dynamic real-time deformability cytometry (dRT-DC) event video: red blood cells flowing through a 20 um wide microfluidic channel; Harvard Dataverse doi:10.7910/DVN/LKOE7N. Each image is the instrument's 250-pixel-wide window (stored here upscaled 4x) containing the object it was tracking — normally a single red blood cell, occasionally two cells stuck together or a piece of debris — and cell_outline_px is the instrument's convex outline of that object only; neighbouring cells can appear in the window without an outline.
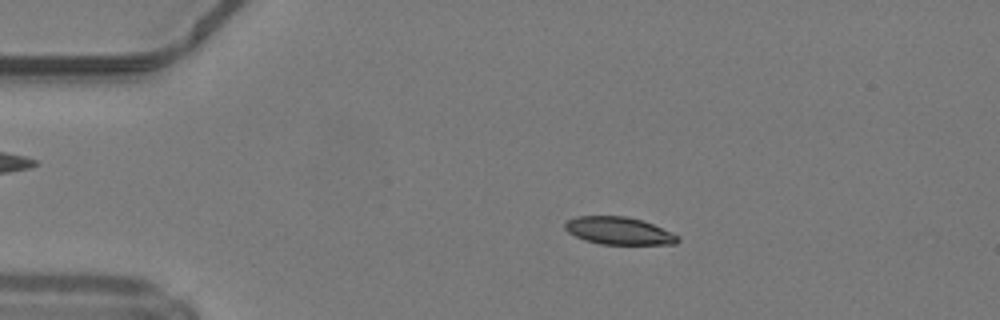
{"species": "common noctule bat (a hibernating species)", "species_latin": "Nyctalus noctula", "temperature_condition": "warm", "stored_images_in_passage": 49, "camera_frame_rate_fps": 3000, "um_per_image_px": 0.085, "animal": {"sex": "male", "body_mass_g": 19.2, "forearm_length_mm": 51.8}, "frame": {"image": 1, "passage_image": 10, "time_ms": 3.0, "image_size_px": [1000, 320], "cell_outline_px": [[676, 240], [656, 244], [608, 244], [588, 240], [572, 232], [568, 228], [568, 224], [572, 220], [584, 216], [616, 216], [636, 220], [660, 228], [676, 236]], "centroid_in_image_um": [52.58, 19.62], "position_along_channel_um": 32.4, "area_um2": 16.07}}
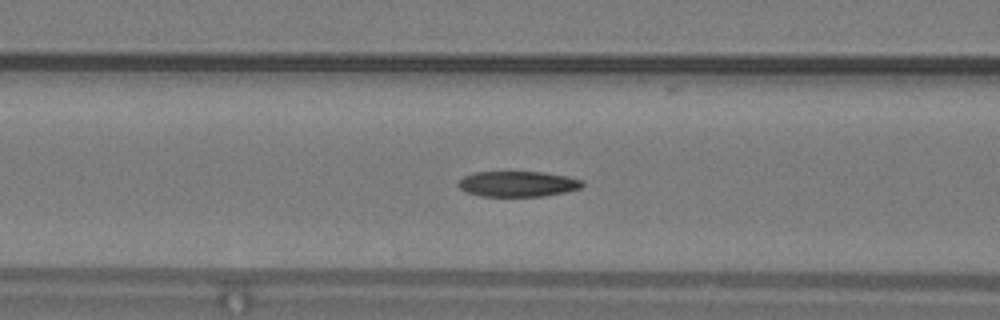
{"frame": {"image": 2, "passage_image": 20, "time_ms": 6.333, "image_size_px": [1000, 320], "cell_outline_px": [[580, 184], [576, 188], [556, 192], [532, 196], [492, 196], [472, 192], [464, 188], [460, 184], [460, 180], [468, 176], [484, 172], [532, 172], [556, 176], [576, 180]], "centroid_in_image_um": [43.9, 15.63], "position_along_channel_um": 122.7, "area_um2": 16.3}}
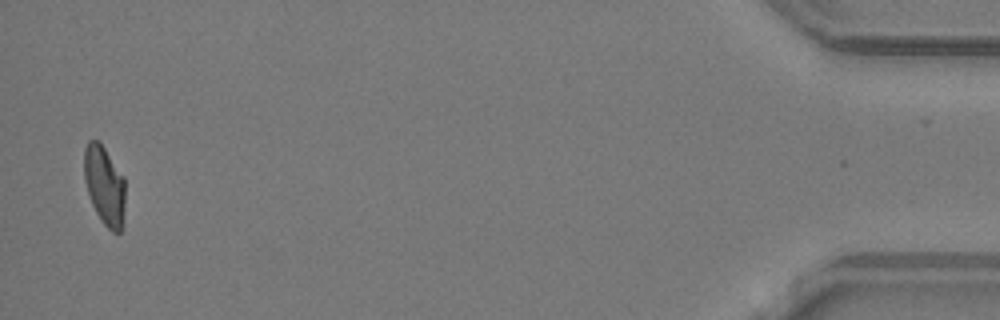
{"frame": {"image": 3, "passage_image": 48, "time_ms": 15.667, "image_size_px": [1000, 320], "cell_outline_px": [[124, 192], [120, 232], [116, 232], [100, 216], [92, 200], [88, 188], [84, 168], [84, 156], [88, 144], [92, 140], [96, 140], [100, 144], [124, 180]], "centroid_in_image_um": [8.88, 15.71], "position_along_channel_um": 426.3, "area_um2": 16.82}, "authors_computed_cell_mechanics": {"area_um2": 15.895, "velocity_mm_per_s": 4.2439, "shape_relaxation_time_tau1_ms": null, "shape_relaxation_time_tau2_ms": 3.3929, "deformation_change_tau1": null, "deformation_change_tau2": 0.1178}}